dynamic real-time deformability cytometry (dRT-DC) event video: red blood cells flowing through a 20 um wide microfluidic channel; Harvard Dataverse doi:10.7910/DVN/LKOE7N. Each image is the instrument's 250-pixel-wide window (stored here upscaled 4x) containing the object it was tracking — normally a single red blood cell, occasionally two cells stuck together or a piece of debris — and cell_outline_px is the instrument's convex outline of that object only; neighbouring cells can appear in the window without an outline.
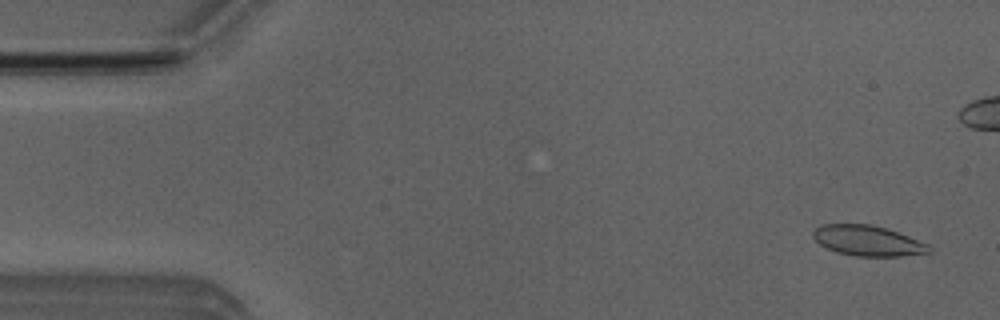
{"species": "Egyptian fruit bat (a non-hibernating species)", "species_latin": "Rousettus aegyptiacus", "temperature_condition": "room temperature", "stored_images_in_passage": 49, "camera_frame_rate_fps": 3000, "um_per_image_px": 0.085, "animal": {"sex": "male"}, "frame": {"image": 1, "passage_image": 3, "time_ms": 0.667, "image_size_px": [1000, 320], "cell_outline_px": [[932, 252], [900, 256], [856, 256], [836, 252], [820, 244], [812, 236], [812, 232], [820, 224], [872, 224], [908, 236], [928, 244], [932, 248]], "centroid_in_image_um": [73.75, 20.46], "position_along_channel_um": 11.3, "area_um2": 20.4}}
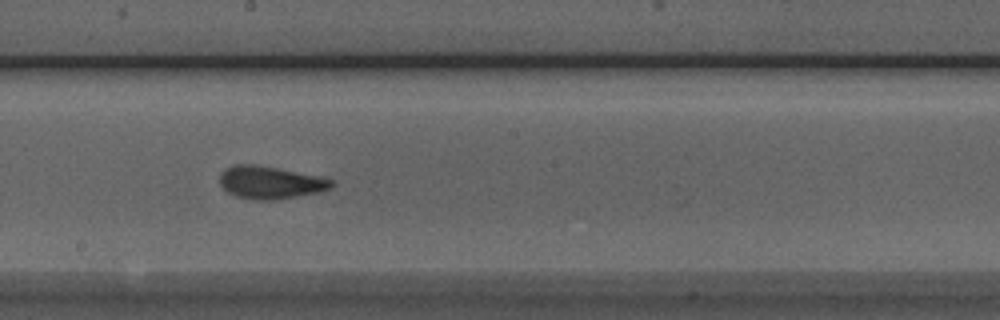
{"frame": {"image": 2, "passage_image": 28, "time_ms": 9.0, "image_size_px": [1000, 320], "cell_outline_px": [[336, 184], [332, 188], [320, 192], [272, 200], [256, 200], [236, 196], [228, 192], [220, 184], [220, 172], [224, 168], [232, 164], [252, 164], [276, 168], [320, 176], [332, 180]], "centroid_in_image_um": [22.97, 15.5], "position_along_channel_um": 225.2, "area_um2": 21.27}}
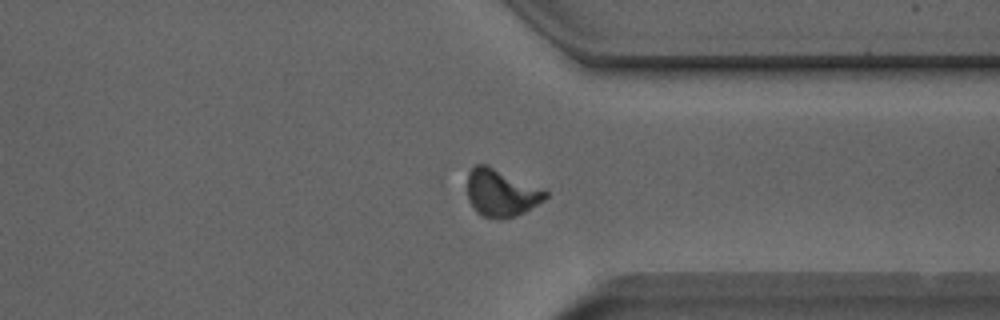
{"frame": {"image": 3, "passage_image": 39, "time_ms": 12.667, "image_size_px": [1000, 320], "cell_outline_px": [[548, 196], [544, 200], [524, 212], [504, 220], [480, 216], [476, 212], [468, 200], [468, 172], [476, 164], [488, 164], [544, 188], [548, 192]], "centroid_in_image_um": [42.61, 16.39], "position_along_channel_um": 368.8, "area_um2": 21.96}}